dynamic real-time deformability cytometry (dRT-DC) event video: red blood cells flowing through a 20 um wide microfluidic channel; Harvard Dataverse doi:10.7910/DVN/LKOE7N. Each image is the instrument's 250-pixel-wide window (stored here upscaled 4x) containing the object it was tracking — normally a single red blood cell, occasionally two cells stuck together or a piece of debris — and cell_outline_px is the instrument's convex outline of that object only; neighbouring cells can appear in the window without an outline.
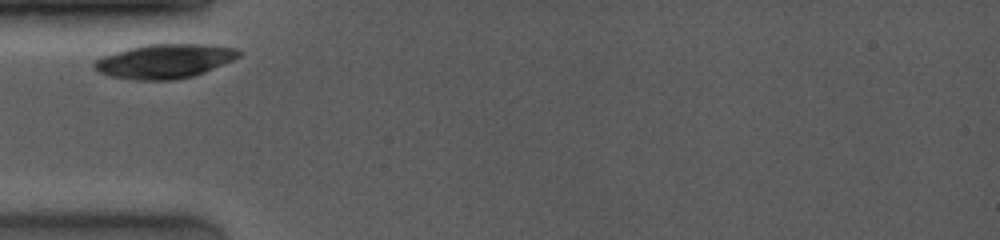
{"species": "common noctule bat (a hibernating species)", "species_latin": "Nyctalus noctula", "temperature_condition": "room temperature", "stored_images_in_passage": 4, "camera_frame_rate_fps": 4000, "um_per_image_px": 0.085, "animal": {"sex": "female", "body_mass_g": 19.0, "forearm_length_mm": 53.3}, "frame": {"image": 1, "passage_image": 1, "time_ms": 0.0, "image_size_px": [1000, 240], "cell_outline_px": [[240, 56], [232, 60], [204, 72], [192, 76], [172, 80], [132, 80], [112, 76], [100, 72], [92, 68], [92, 64], [96, 60], [104, 56], [128, 48], [144, 44], [208, 44], [236, 48], [240, 52]], "centroid_in_image_um": [13.98, 5.19], "position_along_channel_um": 71.0, "area_um2": 28.67}}